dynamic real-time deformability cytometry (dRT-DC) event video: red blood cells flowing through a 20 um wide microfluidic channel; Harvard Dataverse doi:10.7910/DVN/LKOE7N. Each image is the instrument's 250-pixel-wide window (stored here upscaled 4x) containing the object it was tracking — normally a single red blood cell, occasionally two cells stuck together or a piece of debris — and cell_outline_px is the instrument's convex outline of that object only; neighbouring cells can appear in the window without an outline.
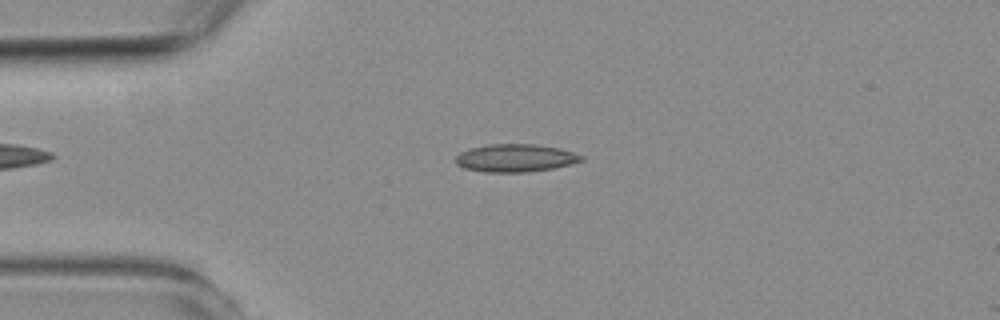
{"species": "common noctule bat (a hibernating species)", "species_latin": "Nyctalus noctula", "temperature_condition": "room temperature", "stored_images_in_passage": 57, "camera_frame_rate_fps": 3000, "um_per_image_px": 0.085, "animal": {"sex": "female", "body_mass_g": 19.3, "forearm_length_mm": 54.1}, "frame": {"image": 1, "passage_image": 13, "time_ms": 4.0, "image_size_px": [1000, 320], "cell_outline_px": [[584, 160], [572, 164], [552, 168], [524, 172], [484, 172], [464, 168], [456, 164], [456, 156], [460, 152], [472, 148], [488, 144], [536, 144], [560, 148], [584, 156]], "centroid_in_image_um": [43.82, 13.43], "position_along_channel_um": 41.2, "area_um2": 20.35}}
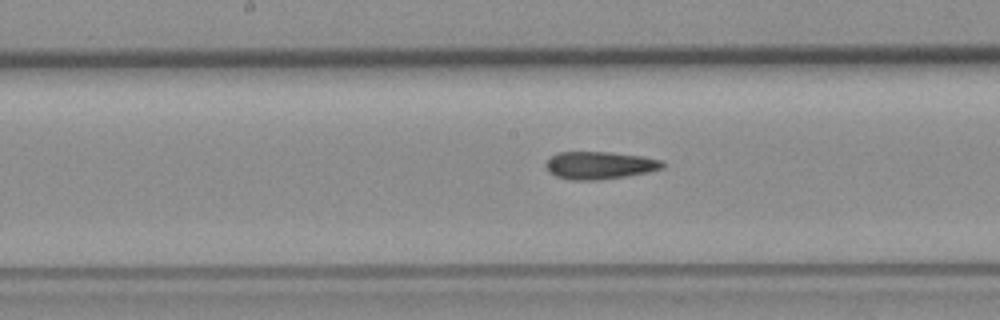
{"frame": {"image": 2, "passage_image": 28, "time_ms": 9.0, "image_size_px": [1000, 320], "cell_outline_px": [[664, 168], [648, 172], [624, 176], [596, 180], [568, 180], [556, 176], [548, 172], [544, 164], [556, 152], [608, 152], [644, 156], [664, 160]], "centroid_in_image_um": [50.96, 14.05], "position_along_channel_um": 197.2, "area_um2": 18.9}}
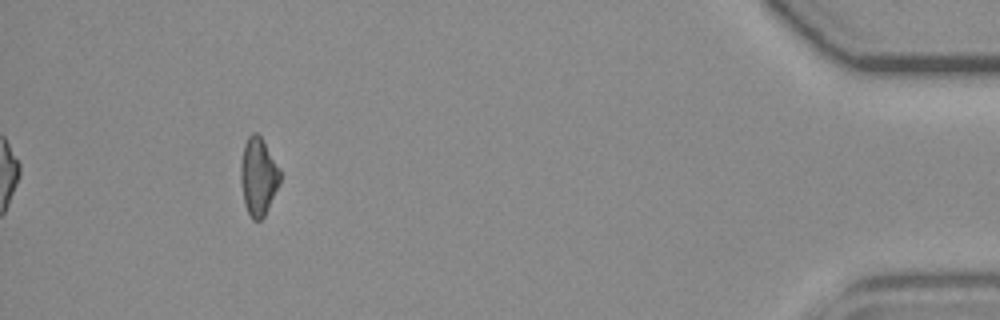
{"frame": {"image": 3, "passage_image": 52, "time_ms": 17.0, "image_size_px": [1000, 320], "cell_outline_px": [[280, 184], [264, 216], [260, 220], [252, 220], [244, 204], [240, 180], [240, 164], [244, 144], [248, 136], [252, 132], [256, 132], [260, 136], [280, 168]], "centroid_in_image_um": [21.94, 15.0], "position_along_channel_um": 413.3, "area_um2": 17.92}, "authors_computed_cell_mechanics": {"area_um2": 18.8428, "velocity_mm_per_s": 3.5738, "shape_relaxation_time_tau1_ms": null, "shape_relaxation_time_tau2_ms": 5.4847, "deformation_change_tau1": null, "deformation_change_tau2": 0.1436}}